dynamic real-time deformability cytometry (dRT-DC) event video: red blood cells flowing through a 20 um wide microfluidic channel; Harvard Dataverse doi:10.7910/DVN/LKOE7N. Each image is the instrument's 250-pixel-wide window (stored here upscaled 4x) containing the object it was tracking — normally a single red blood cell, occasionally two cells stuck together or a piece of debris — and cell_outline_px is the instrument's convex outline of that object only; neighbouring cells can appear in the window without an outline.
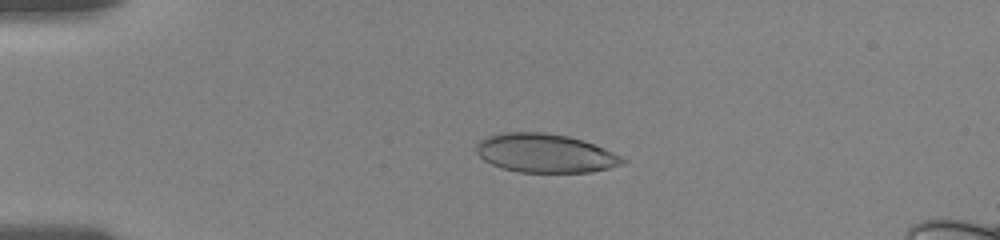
{"species": "human", "species_latin": "Homo sapiens", "temperature_condition": "room temperature", "stored_images_in_passage": 50, "camera_frame_rate_fps": 3000, "um_per_image_px": 0.085, "donor": {"sex": "female"}, "frame": {"image": 1, "passage_image": 8, "time_ms": 2.333, "image_size_px": [1000, 240], "cell_outline_px": [[628, 160], [624, 164], [608, 168], [588, 172], [520, 172], [500, 168], [484, 160], [476, 152], [476, 144], [480, 140], [488, 136], [500, 132], [544, 132], [568, 136], [604, 148]], "centroid_in_image_um": [46.31, 13.02], "position_along_channel_um": 38.7, "area_um2": 32.95}}
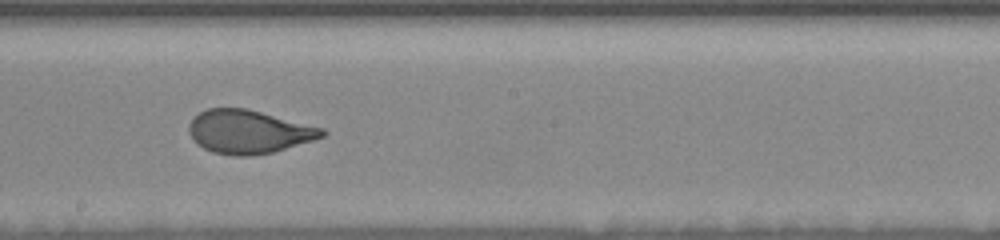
{"frame": {"image": 2, "passage_image": 27, "time_ms": 8.667, "image_size_px": [1000, 240], "cell_outline_px": [[328, 132], [324, 136], [312, 140], [272, 152], [252, 156], [232, 156], [212, 152], [196, 144], [188, 132], [188, 124], [200, 112], [208, 108], [248, 108], [324, 128]], "centroid_in_image_um": [21.12, 11.2], "position_along_channel_um": 227.1, "area_um2": 33.81}}
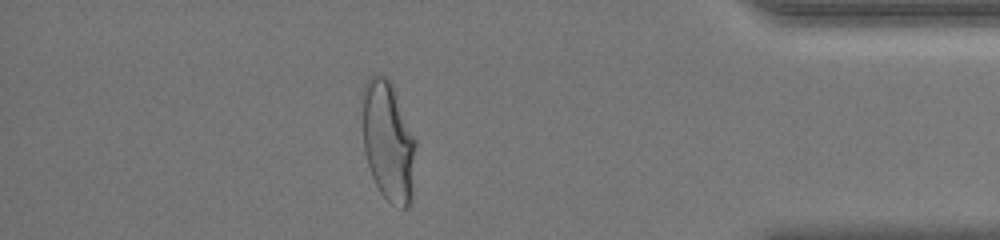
{"frame": {"image": 3, "passage_image": 44, "time_ms": 14.333, "image_size_px": [1000, 240], "cell_outline_px": [[416, 144], [412, 200], [408, 208], [400, 208], [392, 204], [380, 192], [372, 176], [364, 152], [360, 100], [360, 92], [368, 76], [376, 72], [388, 76], [392, 80], [416, 140]], "centroid_in_image_um": [32.97, 11.9], "position_along_channel_um": 402.2, "area_um2": 38.84}, "authors_computed_cell_mechanics": {"area_um2": 34.3332, "velocity_mm_per_s": 3.6294, "shape_relaxation_time_tau1_ms": 4.2455, "shape_relaxation_time_tau2_ms": null, "deformation_change_tau1": 0.1695, "deformation_change_tau2": null}}